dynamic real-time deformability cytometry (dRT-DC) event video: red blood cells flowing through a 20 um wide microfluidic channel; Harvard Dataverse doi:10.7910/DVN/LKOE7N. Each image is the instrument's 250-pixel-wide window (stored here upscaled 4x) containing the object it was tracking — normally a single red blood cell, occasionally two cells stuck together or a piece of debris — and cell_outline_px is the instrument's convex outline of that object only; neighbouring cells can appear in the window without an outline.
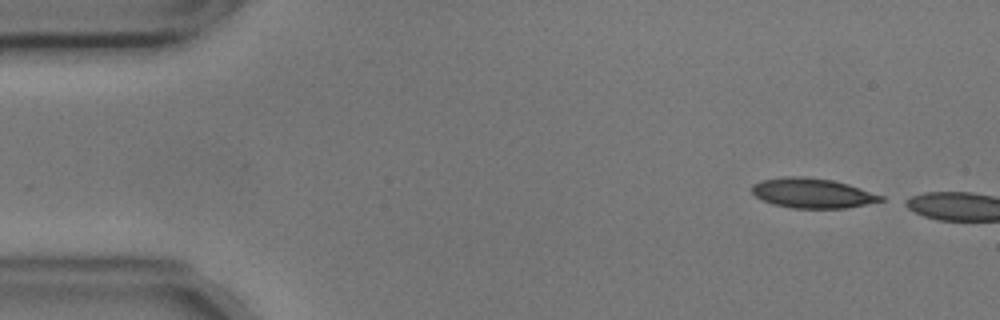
{"species": "common noctule bat (a hibernating species)", "species_latin": "Nyctalus noctula", "temperature_condition": "cold", "stored_images_in_passage": 3, "camera_frame_rate_fps": 3000, "um_per_image_px": 0.085, "animal": {"sex": "male", "body_mass_g": 17.9, "forearm_length_mm": 54.2}, "frame": {"image": 1, "passage_image": 1, "time_ms": 0.0, "image_size_px": [1000, 320], "cell_outline_px": [[884, 200], [848, 208], [792, 208], [772, 204], [756, 196], [752, 192], [752, 184], [760, 180], [784, 176], [804, 176], [832, 180], [848, 184], [884, 196]], "centroid_in_image_um": [69.03, 16.41], "position_along_channel_um": 16.0, "area_um2": 22.43}}